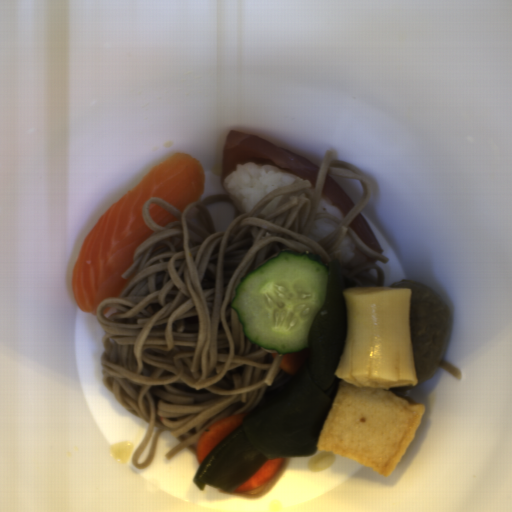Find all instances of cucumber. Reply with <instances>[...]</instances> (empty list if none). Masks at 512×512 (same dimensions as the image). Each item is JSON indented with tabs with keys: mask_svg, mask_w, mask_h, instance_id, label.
Masks as SVG:
<instances>
[{
	"mask_svg": "<svg viewBox=\"0 0 512 512\" xmlns=\"http://www.w3.org/2000/svg\"><path fill=\"white\" fill-rule=\"evenodd\" d=\"M329 265L317 252L282 250L246 271L229 303L246 338L282 355L309 349L326 302Z\"/></svg>",
	"mask_w": 512,
	"mask_h": 512,
	"instance_id": "cucumber-1",
	"label": "cucumber"
}]
</instances>
